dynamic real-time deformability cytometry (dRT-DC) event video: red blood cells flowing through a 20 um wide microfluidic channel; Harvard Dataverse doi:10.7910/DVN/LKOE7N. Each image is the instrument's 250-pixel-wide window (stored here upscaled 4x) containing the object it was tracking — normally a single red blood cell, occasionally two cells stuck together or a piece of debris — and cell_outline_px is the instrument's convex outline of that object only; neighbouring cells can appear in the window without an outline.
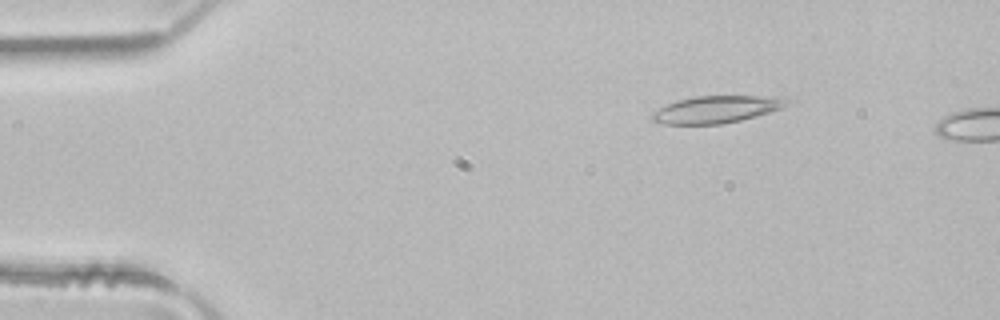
{"species": "common noctule bat (a hibernating species)", "species_latin": "Nyctalus noctula", "temperature_condition": "room temperature", "stored_images_in_passage": 3, "camera_frame_rate_fps": 3000, "um_per_image_px": 0.085, "animal": {"sex": "male", "body_mass_g": 21.5, "forearm_length_mm": 52.0}, "frame": {"image": 1, "passage_image": 2, "time_ms": 0.333, "image_size_px": [1000, 320], "cell_outline_px": [[796, 100], [784, 108], [756, 116], [740, 120], [720, 124], [664, 124], [652, 120], [648, 116], [652, 112], [676, 100], [696, 96], [756, 96]], "centroid_in_image_um": [60.9, 9.3], "position_along_channel_um": 24.1, "area_um2": 21.33}}